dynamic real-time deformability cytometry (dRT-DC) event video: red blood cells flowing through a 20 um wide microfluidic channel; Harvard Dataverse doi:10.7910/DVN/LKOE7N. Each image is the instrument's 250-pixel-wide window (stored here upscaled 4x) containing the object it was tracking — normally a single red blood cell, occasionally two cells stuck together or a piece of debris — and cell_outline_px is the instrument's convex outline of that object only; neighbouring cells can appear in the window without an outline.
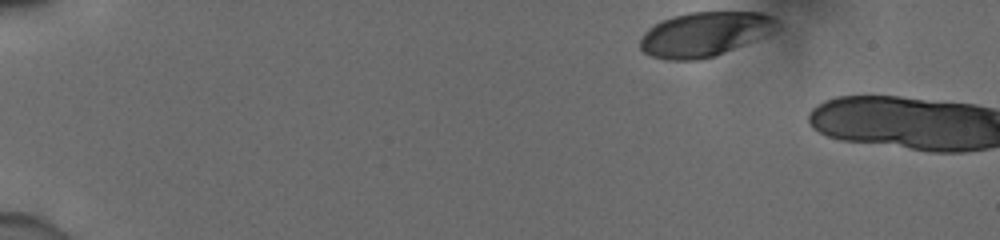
{"species": "human", "species_latin": "Homo sapiens", "temperature_condition": "cold", "stored_images_in_passage": 5, "camera_frame_rate_fps": 3000, "um_per_image_px": 0.085, "donor": {"sex": "male"}, "frame": {"image": 1, "passage_image": 1, "time_ms": 0.0, "image_size_px": [1000, 240], "cell_outline_px": [[784, 28], [776, 32], [712, 56], [700, 60], [668, 60], [652, 56], [644, 52], [640, 48], [640, 40], [644, 32], [648, 28], [660, 20], [688, 12], [760, 12], [772, 16], [780, 20], [784, 24]], "centroid_in_image_um": [59.97, 2.88], "position_along_channel_um": 25.0, "area_um2": 35.89}}